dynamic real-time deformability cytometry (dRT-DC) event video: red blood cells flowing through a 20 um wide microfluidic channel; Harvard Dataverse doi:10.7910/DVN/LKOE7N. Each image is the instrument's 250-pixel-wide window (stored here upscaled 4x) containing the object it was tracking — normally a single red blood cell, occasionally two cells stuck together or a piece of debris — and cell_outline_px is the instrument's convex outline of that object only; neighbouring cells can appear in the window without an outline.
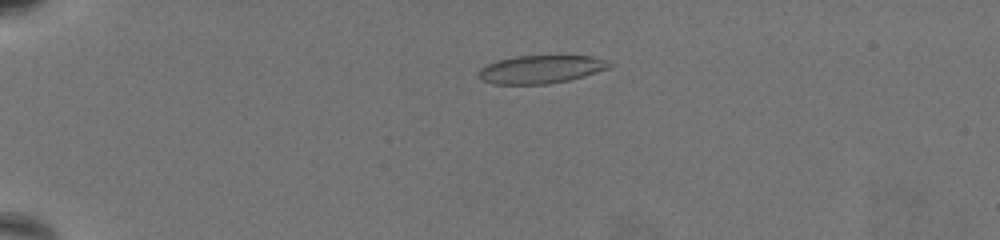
{"species": "common noctule bat (a hibernating species)", "species_latin": "Nyctalus noctula", "temperature_condition": "warm", "stored_images_in_passage": 69, "camera_frame_rate_fps": 3000, "um_per_image_px": 0.085, "animal": {"sex": "female", "body_mass_g": 19.5, "forearm_length_mm": 54.1}, "frame": {"image": 1, "passage_image": 19, "time_ms": 6.0, "image_size_px": [1000, 240], "cell_outline_px": [[616, 64], [608, 68], [584, 76], [568, 80], [548, 84], [492, 84], [480, 80], [480, 68], [496, 60], [516, 56], [592, 56], [608, 60]], "centroid_in_image_um": [46.0, 5.89], "position_along_channel_um": 39.0, "area_um2": 21.44}}
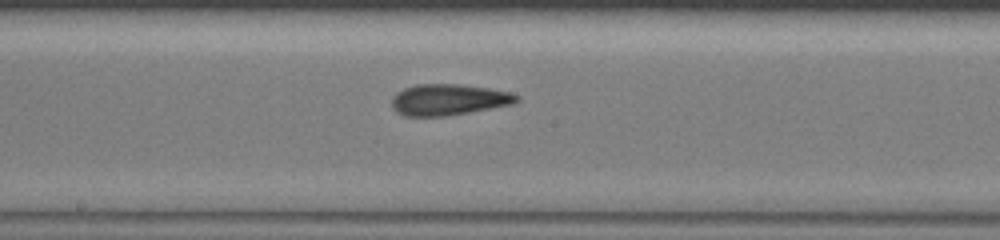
{"frame": {"image": 2, "passage_image": 41, "time_ms": 13.333, "image_size_px": [1000, 240], "cell_outline_px": [[520, 100], [512, 104], [448, 116], [404, 116], [396, 112], [392, 108], [392, 96], [396, 92], [404, 88], [416, 84], [460, 84], [488, 88], [508, 92], [520, 96]], "centroid_in_image_um": [38.09, 8.47], "position_along_channel_um": 210.1, "area_um2": 22.77}}
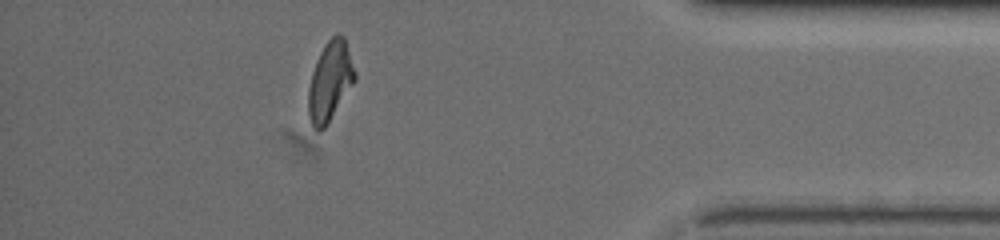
{"frame": {"image": 3, "passage_image": 62, "time_ms": 20.333, "image_size_px": [1000, 240], "cell_outline_px": [[356, 80], [328, 124], [320, 132], [316, 132], [312, 124], [308, 112], [308, 88], [312, 72], [316, 60], [324, 44], [336, 32], [340, 32], [344, 36], [356, 72]], "centroid_in_image_um": [28.06, 6.89], "position_along_channel_um": 407.1, "area_um2": 21.85}, "authors_computed_cell_mechanics": {"area_um2": 22.253, "velocity_mm_per_s": 3.2554, "shape_relaxation_time_tau1_ms": null, "shape_relaxation_time_tau2_ms": 2.4858, "deformation_change_tau1": null, "deformation_change_tau2": 0.1018}}